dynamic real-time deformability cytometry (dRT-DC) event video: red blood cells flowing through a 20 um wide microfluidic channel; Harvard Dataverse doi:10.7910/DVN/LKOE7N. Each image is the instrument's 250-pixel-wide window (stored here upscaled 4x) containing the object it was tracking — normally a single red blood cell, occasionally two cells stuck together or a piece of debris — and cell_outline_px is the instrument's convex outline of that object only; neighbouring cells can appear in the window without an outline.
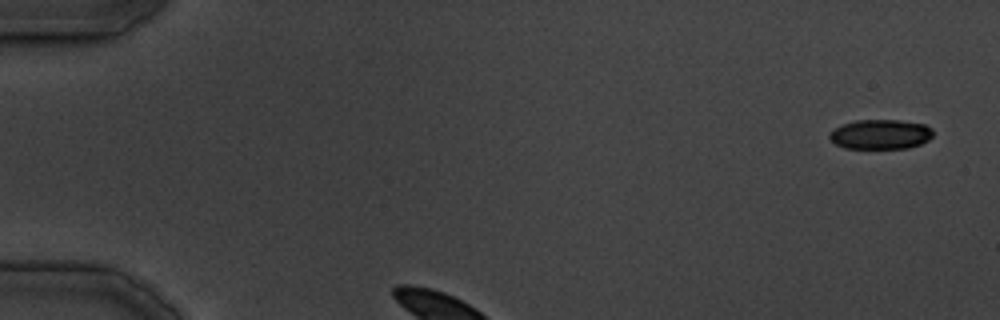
{"species": "common noctule bat (a hibernating species)", "species_latin": "Nyctalus noctula", "temperature_condition": "cold", "stored_images_in_passage": 6, "camera_frame_rate_fps": 3000, "um_per_image_px": 0.085, "animal": {"sex": "male", "body_mass_g": 19.5, "forearm_length_mm": 54.6}, "frame": {"image": 1, "passage_image": 1, "time_ms": 0.0, "image_size_px": [1000, 320], "cell_outline_px": [[932, 136], [928, 140], [920, 144], [908, 148], [844, 148], [836, 144], [828, 136], [836, 128], [844, 124], [856, 120], [900, 120], [924, 124], [932, 128]], "centroid_in_image_um": [74.87, 11.41], "position_along_channel_um": 10.1, "area_um2": 17.74}}